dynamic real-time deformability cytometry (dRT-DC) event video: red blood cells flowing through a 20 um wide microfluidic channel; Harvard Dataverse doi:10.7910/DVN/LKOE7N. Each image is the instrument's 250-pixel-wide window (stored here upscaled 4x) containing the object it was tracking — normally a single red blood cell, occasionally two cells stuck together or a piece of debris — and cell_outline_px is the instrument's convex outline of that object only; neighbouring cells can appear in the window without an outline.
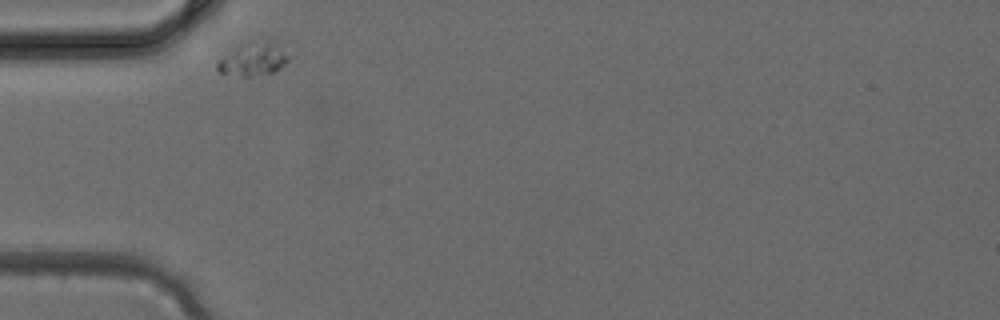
{"species": "common noctule bat (a hibernating species)", "species_latin": "Nyctalus noctula", "temperature_condition": "cold", "stored_images_in_passage": 2, "camera_frame_rate_fps": 3000, "um_per_image_px": 0.085, "animal": {"sex": "female", "body_mass_g": 24.6, "forearm_length_mm": 56.2}, "frame": {"image": 1, "passage_image": 1, "time_ms": 0.0, "image_size_px": [1000, 320], "cell_outline_px": [[288, 60], [280, 68], [272, 72], [252, 76], [240, 76], [220, 72], [216, 68], [216, 64], [220, 60], [236, 48], [252, 40], [272, 40], [288, 56]], "centroid_in_image_um": [21.53, 5.02], "position_along_channel_um": 63.5, "area_um2": 13.29}}